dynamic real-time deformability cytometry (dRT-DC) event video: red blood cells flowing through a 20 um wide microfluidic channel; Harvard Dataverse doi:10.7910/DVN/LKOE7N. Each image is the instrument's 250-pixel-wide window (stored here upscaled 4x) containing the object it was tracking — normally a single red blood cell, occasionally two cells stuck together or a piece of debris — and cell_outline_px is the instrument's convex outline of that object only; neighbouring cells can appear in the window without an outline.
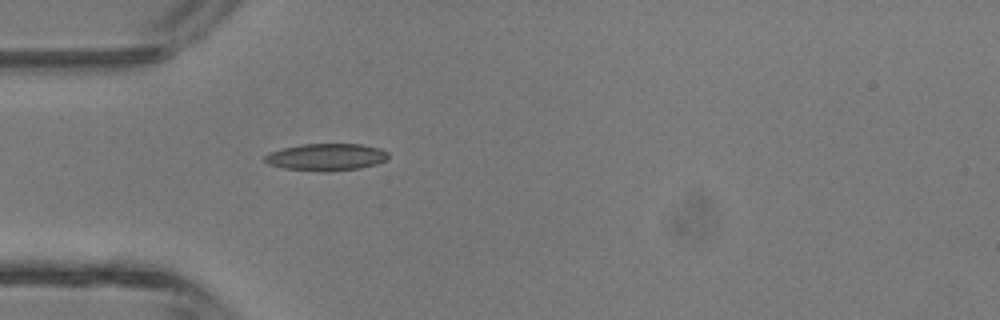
{"species": "common noctule bat (a hibernating species)", "species_latin": "Nyctalus noctula", "temperature_condition": "room temperature", "stored_images_in_passage": 2, "camera_frame_rate_fps": 3000, "um_per_image_px": 0.085, "animal": {"sex": "male", "body_mass_g": 13.3}, "frame": {"image": 1, "passage_image": 2, "time_ms": 1.333, "image_size_px": [1000, 320], "cell_outline_px": [[388, 160], [376, 164], [360, 168], [328, 172], [324, 172], [284, 168], [268, 164], [264, 160], [264, 156], [268, 152], [300, 144], [360, 144], [380, 148], [388, 152]], "centroid_in_image_um": [27.74, 13.35], "position_along_channel_um": 57.3, "area_um2": 19.65}}